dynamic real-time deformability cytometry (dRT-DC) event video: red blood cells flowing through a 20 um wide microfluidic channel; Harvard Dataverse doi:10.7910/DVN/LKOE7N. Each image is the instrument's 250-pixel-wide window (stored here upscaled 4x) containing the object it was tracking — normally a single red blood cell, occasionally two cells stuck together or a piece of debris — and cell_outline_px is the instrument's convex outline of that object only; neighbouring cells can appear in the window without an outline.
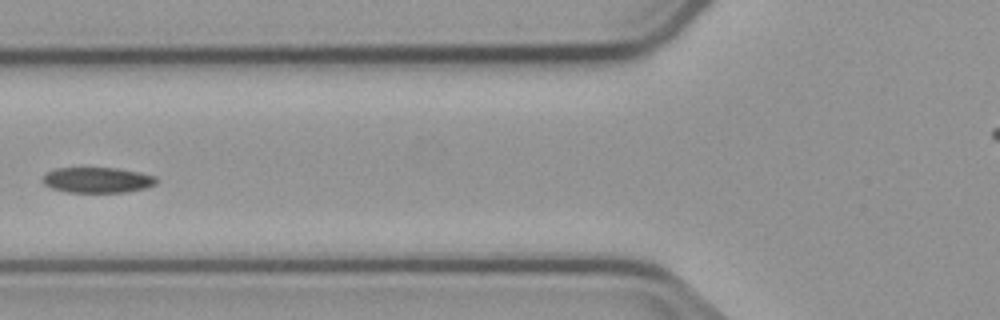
{"species": "common noctule bat (a hibernating species)", "species_latin": "Nyctalus noctula", "temperature_condition": "cold", "stored_images_in_passage": 7, "camera_frame_rate_fps": 3000, "um_per_image_px": 0.085, "animal": {"sex": "male", "body_mass_g": 23.1, "forearm_length_mm": 52.7}, "frame": {"image": 1, "passage_image": 6, "time_ms": 6.0, "image_size_px": [1000, 320], "cell_outline_px": [[160, 180], [156, 184], [144, 188], [128, 192], [68, 192], [52, 188], [44, 184], [40, 180], [48, 172], [56, 168], [116, 168], [140, 172], [156, 176]], "centroid_in_image_um": [8.31, 15.3], "position_along_channel_um": 117.5, "area_um2": 16.99}}
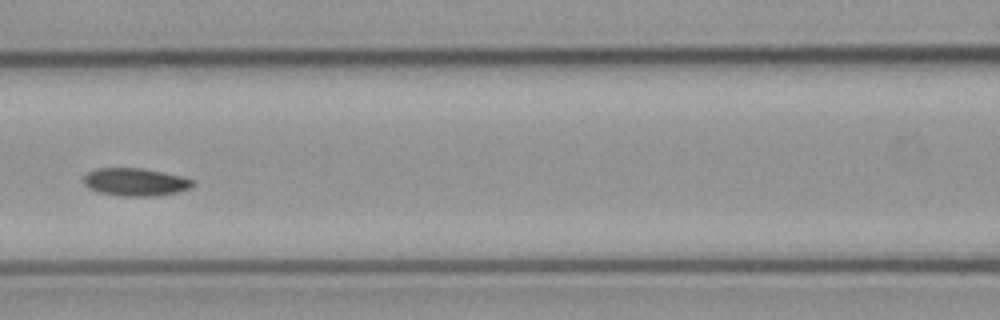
{"frame": {"image": 2, "passage_image": 7, "time_ms": 7.0, "image_size_px": [1000, 320], "cell_outline_px": [[196, 184], [192, 188], [176, 192], [156, 196], [120, 196], [100, 192], [88, 188], [84, 184], [84, 176], [88, 172], [96, 168], [140, 168], [180, 176], [192, 180]], "centroid_in_image_um": [11.5, 15.48], "position_along_channel_um": 155.1, "area_um2": 17.57}}